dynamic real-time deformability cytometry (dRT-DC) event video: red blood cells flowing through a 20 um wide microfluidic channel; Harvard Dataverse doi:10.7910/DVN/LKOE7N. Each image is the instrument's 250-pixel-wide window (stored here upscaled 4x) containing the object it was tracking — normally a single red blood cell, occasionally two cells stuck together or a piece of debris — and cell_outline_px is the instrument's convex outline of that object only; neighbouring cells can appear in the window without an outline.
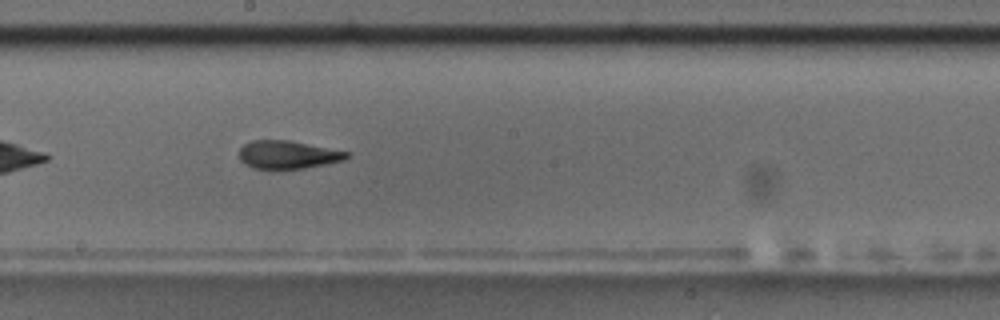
{"species": "common noctule bat (a hibernating species)", "species_latin": "Nyctalus noctula", "temperature_condition": "room temperature", "stored_images_in_passage": 14, "camera_frame_rate_fps": 3000, "um_per_image_px": 0.085, "animal": {"sex": "male", "body_mass_g": 17.5, "forearm_length_mm": 52.3}, "frame": {"image": 1, "passage_image": 7, "time_ms": 7.667, "image_size_px": [1000, 320], "cell_outline_px": [[352, 152], [344, 160], [304, 168], [280, 172], [252, 168], [244, 164], [240, 160], [240, 148], [244, 144], [252, 140], [288, 140]], "centroid_in_image_um": [24.43, 13.19], "position_along_channel_um": 223.8, "area_um2": 18.21}}
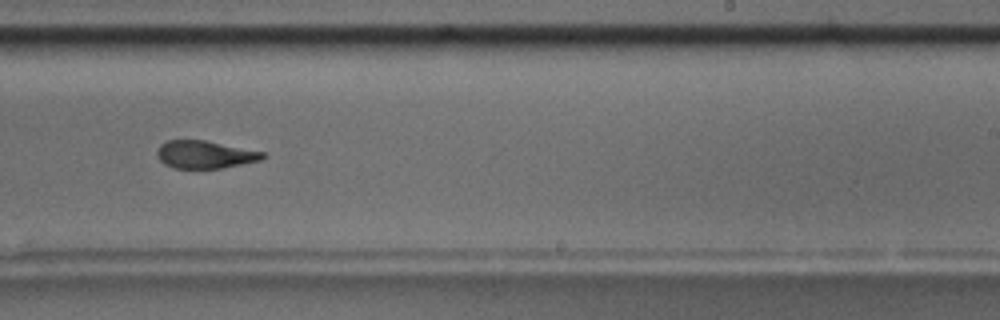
{"frame": {"image": 2, "passage_image": 8, "time_ms": 9.0, "image_size_px": [1000, 320], "cell_outline_px": [[268, 156], [260, 160], [224, 168], [172, 168], [164, 164], [156, 156], [156, 152], [160, 144], [168, 140], [204, 140], [264, 152]], "centroid_in_image_um": [17.4, 13.14], "position_along_channel_um": 271.6, "area_um2": 17.11}, "authors_computed_cell_mechanics": {"area_um2": 18.2648, "velocity_mm_per_s": 3.5932, "shape_relaxation_time_tau1_ms": 2.7357, "shape_relaxation_time_tau2_ms": 1.4333, "deformation_change_tau1": 0.1268, "deformation_change_tau2": 0.0816}}